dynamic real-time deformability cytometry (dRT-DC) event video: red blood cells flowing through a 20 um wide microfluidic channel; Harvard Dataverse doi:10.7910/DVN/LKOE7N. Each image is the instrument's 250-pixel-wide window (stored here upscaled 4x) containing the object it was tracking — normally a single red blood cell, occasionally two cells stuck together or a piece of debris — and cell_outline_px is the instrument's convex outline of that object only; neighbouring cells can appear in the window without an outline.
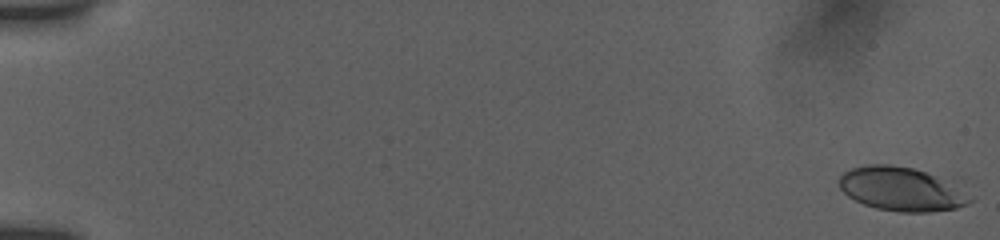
{"species": "human", "species_latin": "Homo sapiens", "temperature_condition": "room temperature", "stored_images_in_passage": 32, "camera_frame_rate_fps": 3000, "um_per_image_px": 0.085, "donor": {"sex": "female"}, "frame": {"image": 1, "passage_image": 1, "time_ms": 0.0, "image_size_px": [1000, 240], "cell_outline_px": [[976, 200], [968, 204], [956, 208], [932, 212], [900, 212], [876, 208], [864, 204], [848, 196], [840, 188], [840, 176], [844, 172], [852, 168], [868, 164], [888, 164], [912, 168], [936, 176]], "centroid_in_image_um": [76.58, 16.08], "position_along_channel_um": 8.4, "area_um2": 32.77}}
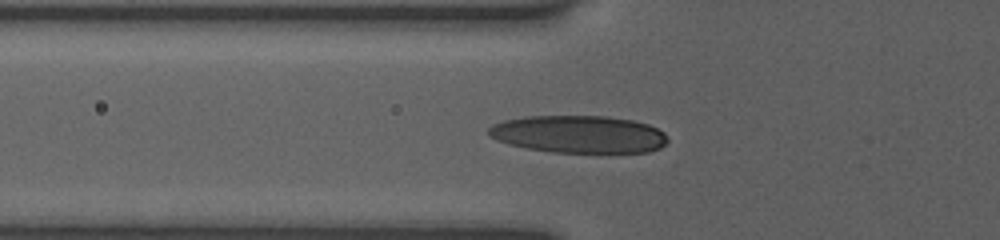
{"frame": {"image": 2, "passage_image": 19, "time_ms": 6.667, "image_size_px": [1000, 240], "cell_outline_px": [[668, 140], [660, 148], [648, 152], [552, 152], [524, 148], [508, 144], [496, 140], [488, 136], [488, 128], [492, 124], [504, 120], [524, 116], [604, 116], [632, 120], [648, 124], [664, 132], [668, 136]], "centroid_in_image_um": [49.16, 11.41], "position_along_channel_um": 76.6, "area_um2": 39.3}}
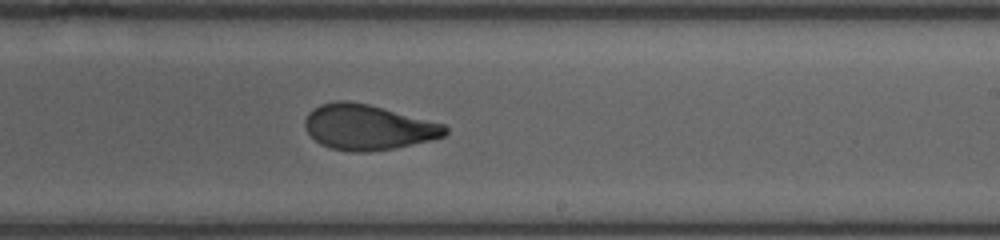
{"frame": {"image": 3, "passage_image": 32, "time_ms": 11.333, "image_size_px": [1000, 240], "cell_outline_px": [[448, 132], [444, 136], [396, 148], [368, 152], [352, 152], [328, 148], [320, 144], [308, 132], [304, 124], [304, 120], [308, 112], [312, 108], [320, 104], [336, 100], [348, 100], [368, 104], [384, 108], [444, 124], [448, 128]], "centroid_in_image_um": [31.24, 10.81], "position_along_channel_um": 257.8, "area_um2": 37.11}}